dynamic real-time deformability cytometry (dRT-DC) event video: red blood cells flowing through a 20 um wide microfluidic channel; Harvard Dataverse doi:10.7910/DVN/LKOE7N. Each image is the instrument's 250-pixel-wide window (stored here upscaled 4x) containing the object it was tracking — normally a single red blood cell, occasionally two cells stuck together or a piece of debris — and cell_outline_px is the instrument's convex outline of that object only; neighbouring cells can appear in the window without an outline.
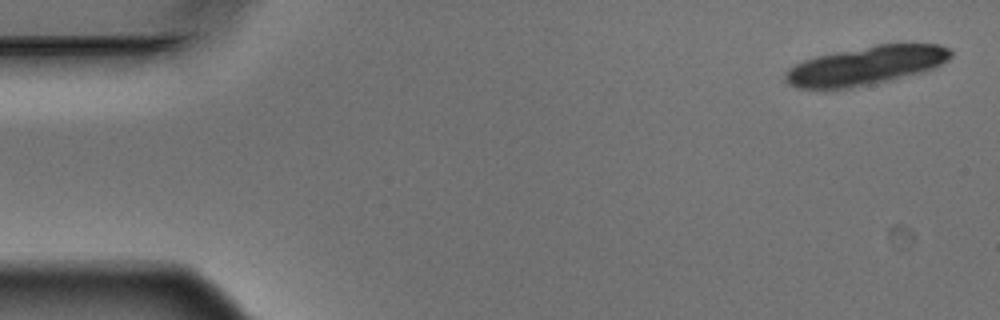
{"species": "Egyptian fruit bat (a non-hibernating species)", "species_latin": "Rousettus aegyptiacus", "temperature_condition": "warm", "stored_images_in_passage": 7, "camera_frame_rate_fps": 3000, "um_per_image_px": 0.085, "animal": {"sex": "male"}, "frame": {"image": 1, "passage_image": 1, "time_ms": 0.0, "image_size_px": [1000, 320], "cell_outline_px": [[952, 56], [948, 60], [924, 72], [892, 80], [848, 88], [796, 88], [788, 84], [784, 80], [784, 72], [788, 68], [804, 60], [816, 56], [876, 44], [940, 44], [952, 48]], "centroid_in_image_um": [73.62, 5.57], "position_along_channel_um": 11.4, "area_um2": 37.34}}